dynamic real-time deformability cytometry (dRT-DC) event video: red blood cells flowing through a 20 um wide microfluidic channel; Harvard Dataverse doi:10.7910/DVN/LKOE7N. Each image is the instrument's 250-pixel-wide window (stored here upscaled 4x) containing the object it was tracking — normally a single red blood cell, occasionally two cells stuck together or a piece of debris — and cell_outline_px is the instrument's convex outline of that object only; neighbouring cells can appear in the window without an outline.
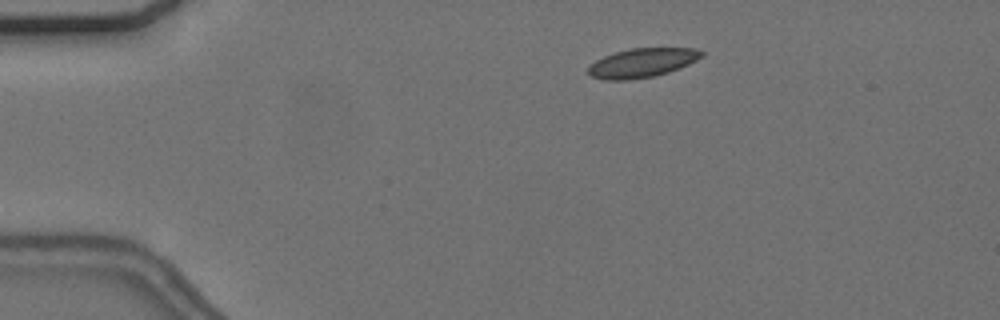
{"species": "common noctule bat (a hibernating species)", "species_latin": "Nyctalus noctula", "temperature_condition": "cold", "stored_images_in_passage": 48, "camera_frame_rate_fps": 3000, "um_per_image_px": 0.085, "animal": {"sex": "female", "body_mass_g": 24.6, "forearm_length_mm": 56.2}, "frame": {"image": 1, "passage_image": 2, "time_ms": 0.333, "image_size_px": [1000, 320], "cell_outline_px": [[704, 56], [680, 68], [668, 72], [652, 76], [628, 80], [604, 80], [592, 76], [588, 72], [588, 64], [604, 56], [616, 52], [632, 48], [696, 48], [704, 52]], "centroid_in_image_um": [54.58, 5.33], "position_along_channel_um": 30.4, "area_um2": 19.19}}
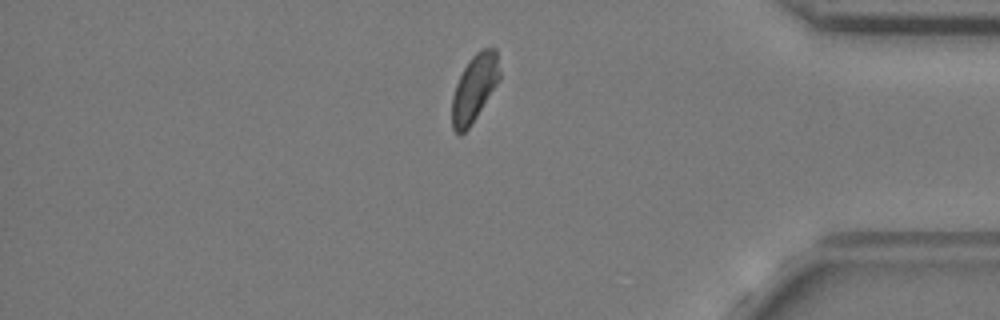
{"frame": {"image": 2, "passage_image": 39, "time_ms": 12.667, "image_size_px": [1000, 320], "cell_outline_px": [[500, 80], [468, 128], [460, 136], [452, 128], [452, 96], [456, 84], [468, 60], [480, 48], [496, 48], [500, 72]], "centroid_in_image_um": [40.33, 7.46], "position_along_channel_um": 394.9, "area_um2": 18.5}}
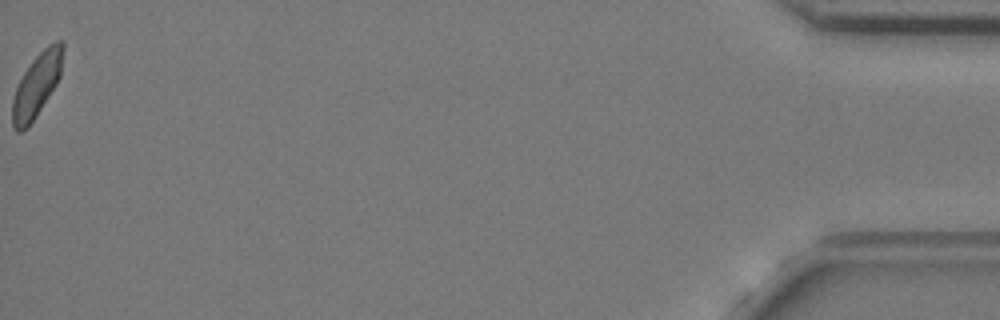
{"frame": {"image": 3, "passage_image": 48, "time_ms": 15.667, "image_size_px": [1000, 320], "cell_outline_px": [[64, 48], [60, 76], [56, 84], [28, 128], [20, 132], [16, 132], [12, 128], [12, 100], [16, 88], [24, 72], [32, 60], [48, 44], [56, 40], [64, 40]], "centroid_in_image_um": [3.12, 7.23], "position_along_channel_um": 432.1, "area_um2": 18.73}, "authors_computed_cell_mechanics": {"area_um2": 19.2474, "velocity_mm_per_s": 3.6558, "shape_relaxation_time_tau1_ms": null, "shape_relaxation_time_tau2_ms": 3.4662, "deformation_change_tau1": null, "deformation_change_tau2": 0.0786}}